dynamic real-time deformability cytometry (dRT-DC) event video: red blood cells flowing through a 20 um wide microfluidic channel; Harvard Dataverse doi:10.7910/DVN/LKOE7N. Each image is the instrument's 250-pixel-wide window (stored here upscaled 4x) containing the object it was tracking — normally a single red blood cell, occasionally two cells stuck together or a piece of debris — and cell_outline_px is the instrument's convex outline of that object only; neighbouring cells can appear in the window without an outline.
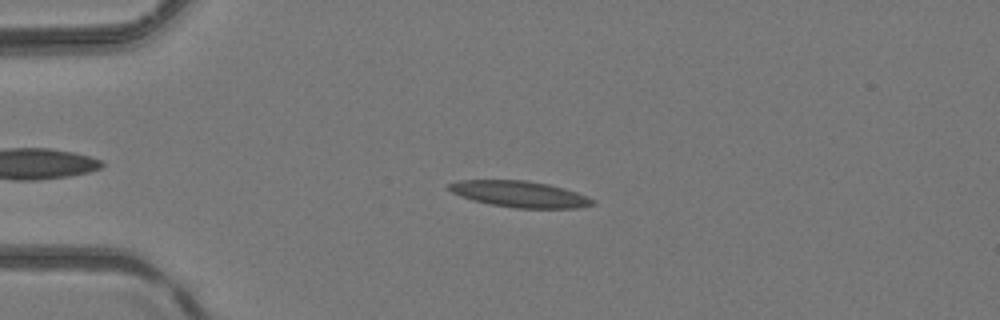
{"species": "common noctule bat (a hibernating species)", "species_latin": "Nyctalus noctula", "temperature_condition": "room temperature", "stored_images_in_passage": 5, "camera_frame_rate_fps": 3000, "um_per_image_px": 0.085, "animal": {"sex": "female", "body_mass_g": 24.6, "forearm_length_mm": 56.2}, "frame": {"image": 1, "passage_image": 3, "time_ms": 0.667, "image_size_px": [1000, 320], "cell_outline_px": [[596, 204], [580, 208], [516, 208], [492, 204], [472, 200], [460, 196], [452, 192], [448, 188], [448, 184], [460, 180], [528, 180], [548, 184], [564, 188], [588, 196], [596, 200]], "centroid_in_image_um": [44.22, 16.5], "position_along_channel_um": 40.8, "area_um2": 22.02}}
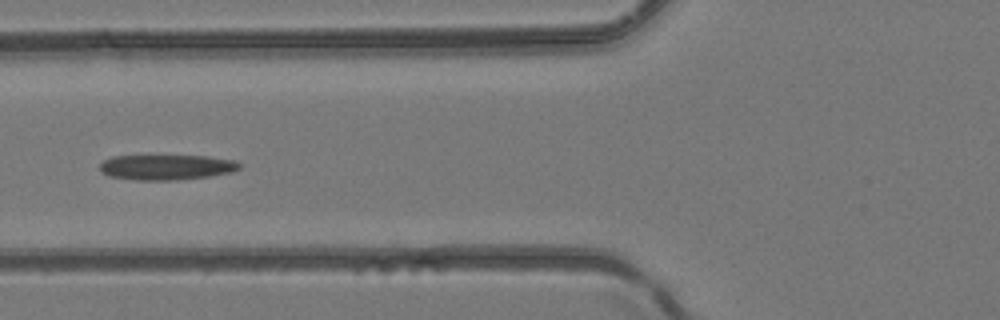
{"frame": {"image": 2, "passage_image": 5, "time_ms": 1.333, "image_size_px": [1000, 320], "cell_outline_px": [[240, 168], [232, 172], [208, 176], [176, 180], [136, 180], [108, 176], [100, 172], [100, 164], [104, 160], [112, 156], [208, 156], [236, 160], [240, 164]], "centroid_in_image_um": [14.14, 14.21], "position_along_channel_um": 111.7, "area_um2": 20.58}}